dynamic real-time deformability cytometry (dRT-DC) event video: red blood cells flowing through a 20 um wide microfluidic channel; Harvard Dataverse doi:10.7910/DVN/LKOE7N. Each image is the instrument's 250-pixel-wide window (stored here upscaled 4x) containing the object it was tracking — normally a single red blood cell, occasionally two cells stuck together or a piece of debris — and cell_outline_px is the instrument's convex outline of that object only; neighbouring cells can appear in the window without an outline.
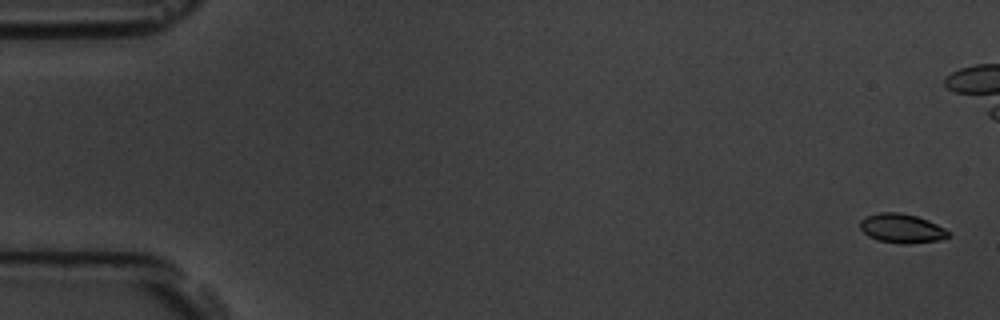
{"species": "common noctule bat (a hibernating species)", "species_latin": "Nyctalus noctula", "temperature_condition": "room temperature", "stored_images_in_passage": 6, "camera_frame_rate_fps": 3000, "um_per_image_px": 0.085, "animal": {"sex": "male", "body_mass_g": 19.5, "forearm_length_mm": 54.6}, "frame": {"image": 1, "passage_image": 1, "time_ms": 0.0, "image_size_px": [1000, 320], "cell_outline_px": [[952, 236], [940, 240], [908, 244], [900, 244], [880, 240], [868, 236], [860, 228], [860, 220], [868, 216], [880, 212], [900, 212], [916, 216], [928, 220], [952, 232]], "centroid_in_image_um": [76.7, 19.42], "position_along_channel_um": 8.3, "area_um2": 15.09}}